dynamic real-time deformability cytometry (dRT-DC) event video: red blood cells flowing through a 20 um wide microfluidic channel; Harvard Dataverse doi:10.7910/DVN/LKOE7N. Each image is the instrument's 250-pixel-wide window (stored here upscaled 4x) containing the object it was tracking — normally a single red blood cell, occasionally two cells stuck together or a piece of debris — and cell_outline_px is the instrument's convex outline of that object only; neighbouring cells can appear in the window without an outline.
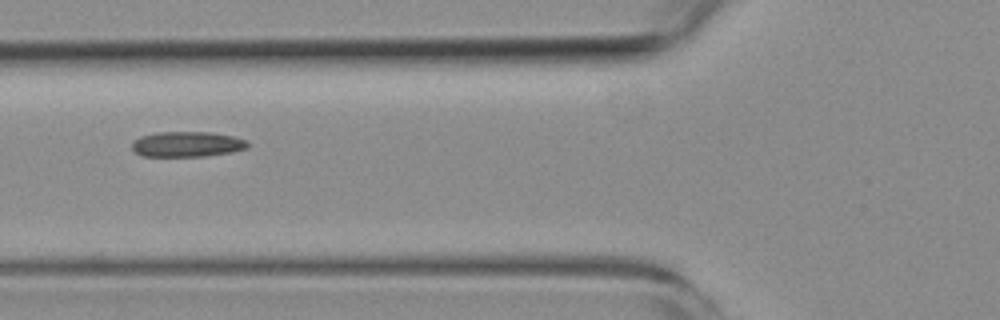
{"species": "common noctule bat (a hibernating species)", "species_latin": "Nyctalus noctula", "temperature_condition": "room temperature", "stored_images_in_passage": 9, "camera_frame_rate_fps": 3000, "um_per_image_px": 0.085, "animal": {"sex": "female", "body_mass_g": 19.3, "forearm_length_mm": 54.1}, "frame": {"image": 1, "passage_image": 6, "time_ms": 6.0, "image_size_px": [1000, 320], "cell_outline_px": [[248, 148], [232, 152], [204, 156], [144, 156], [136, 152], [132, 148], [132, 144], [140, 136], [156, 132], [212, 132], [232, 136], [248, 140]], "centroid_in_image_um": [15.94, 12.25], "position_along_channel_um": 109.9, "area_um2": 17.05}}
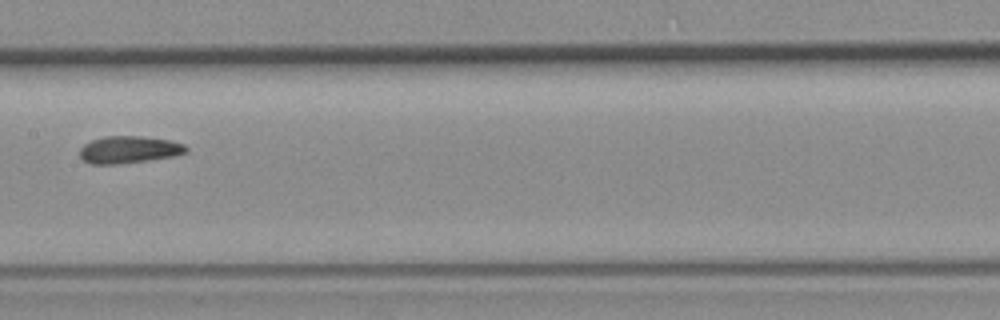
{"frame": {"image": 2, "passage_image": 8, "time_ms": 8.333, "image_size_px": [1000, 320], "cell_outline_px": [[188, 152], [172, 156], [148, 160], [116, 164], [92, 164], [80, 160], [80, 148], [84, 144], [92, 140], [104, 136], [140, 136], [172, 140], [184, 144], [188, 148]], "centroid_in_image_um": [10.95, 12.71], "position_along_channel_um": 196.5, "area_um2": 16.94}}
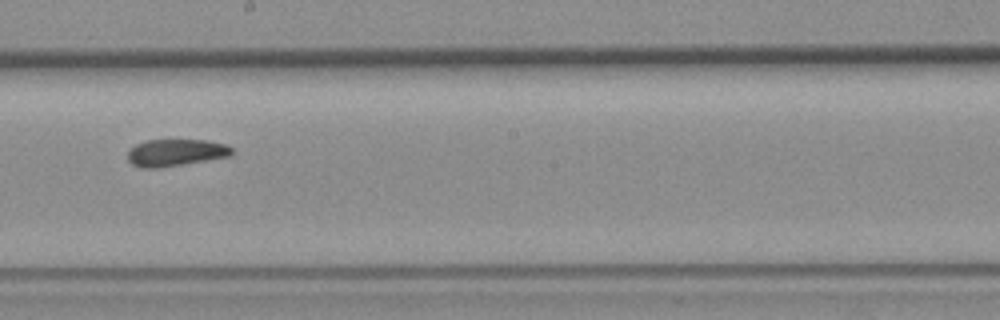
{"frame": {"image": 3, "passage_image": 9, "time_ms": 9.333, "image_size_px": [1000, 320], "cell_outline_px": [[232, 152], [228, 156], [184, 164], [156, 168], [140, 168], [132, 164], [128, 160], [128, 152], [136, 144], [148, 140], [208, 140], [224, 144], [232, 148]], "centroid_in_image_um": [14.9, 12.97], "position_along_channel_um": 233.3, "area_um2": 16.18}}